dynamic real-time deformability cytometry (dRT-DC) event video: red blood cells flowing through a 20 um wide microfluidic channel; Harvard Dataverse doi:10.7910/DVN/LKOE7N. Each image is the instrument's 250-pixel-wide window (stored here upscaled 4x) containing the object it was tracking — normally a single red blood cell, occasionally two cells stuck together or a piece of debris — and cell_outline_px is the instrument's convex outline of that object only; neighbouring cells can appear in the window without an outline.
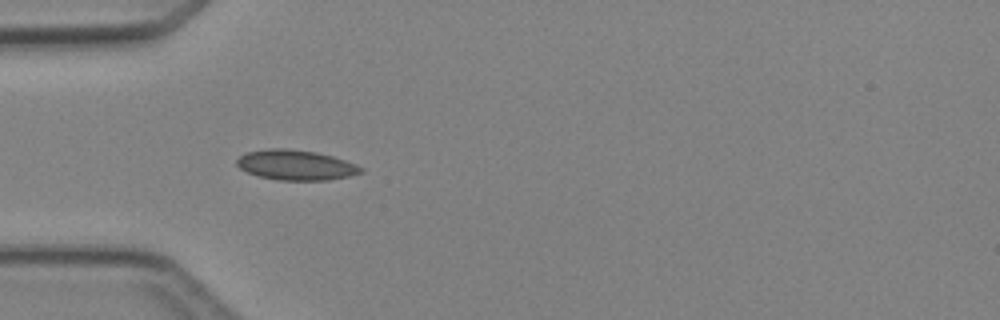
{"species": "Egyptian fruit bat (a non-hibernating species)", "species_latin": "Rousettus aegyptiacus", "temperature_condition": "cold", "stored_images_in_passage": 5, "camera_frame_rate_fps": 3000, "um_per_image_px": 0.085, "animal": {"sex": "female"}, "frame": {"image": 1, "passage_image": 4, "time_ms": 3.667, "image_size_px": [1000, 320], "cell_outline_px": [[364, 172], [348, 176], [328, 180], [276, 180], [260, 176], [248, 172], [240, 168], [236, 164], [236, 160], [244, 152], [268, 148], [288, 148], [316, 152], [332, 156], [356, 164], [364, 168]], "centroid_in_image_um": [25.14, 14.02], "position_along_channel_um": 59.9, "area_um2": 21.85}}
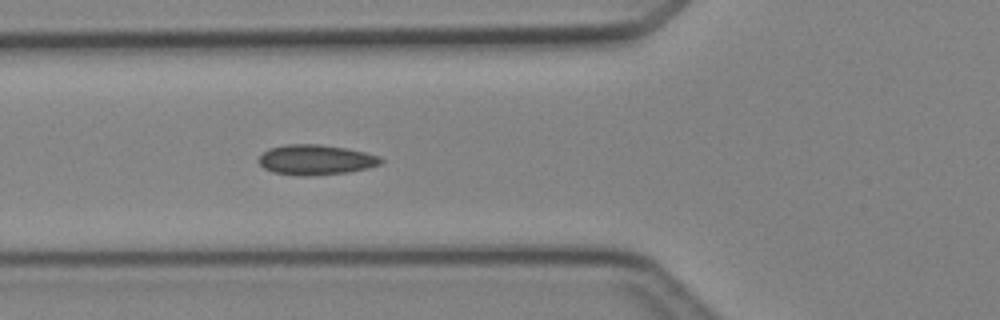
{"frame": {"image": 2, "passage_image": 5, "time_ms": 4.667, "image_size_px": [1000, 320], "cell_outline_px": [[384, 160], [380, 164], [368, 168], [348, 172], [304, 176], [300, 176], [272, 172], [264, 168], [260, 164], [260, 156], [268, 148], [284, 144], [320, 144], [344, 148], [364, 152], [380, 156]], "centroid_in_image_um": [26.84, 13.58], "position_along_channel_um": 99.0, "area_um2": 21.39}}